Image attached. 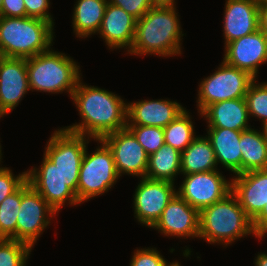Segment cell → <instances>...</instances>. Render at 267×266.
I'll return each instance as SVG.
<instances>
[{"label":"cell","instance_id":"83f0119b","mask_svg":"<svg viewBox=\"0 0 267 266\" xmlns=\"http://www.w3.org/2000/svg\"><path fill=\"white\" fill-rule=\"evenodd\" d=\"M21 205V186L0 203V239L16 240V224Z\"/></svg>","mask_w":267,"mask_h":266},{"label":"cell","instance_id":"ac0fdd59","mask_svg":"<svg viewBox=\"0 0 267 266\" xmlns=\"http://www.w3.org/2000/svg\"><path fill=\"white\" fill-rule=\"evenodd\" d=\"M224 12L225 46L259 29L258 0H226Z\"/></svg>","mask_w":267,"mask_h":266},{"label":"cell","instance_id":"5b68a950","mask_svg":"<svg viewBox=\"0 0 267 266\" xmlns=\"http://www.w3.org/2000/svg\"><path fill=\"white\" fill-rule=\"evenodd\" d=\"M79 69L69 56L49 49L27 59L29 88L48 93L67 91L72 97L81 78Z\"/></svg>","mask_w":267,"mask_h":266},{"label":"cell","instance_id":"cb8c5ba5","mask_svg":"<svg viewBox=\"0 0 267 266\" xmlns=\"http://www.w3.org/2000/svg\"><path fill=\"white\" fill-rule=\"evenodd\" d=\"M241 174L267 169V141L261 131L249 128L241 131Z\"/></svg>","mask_w":267,"mask_h":266},{"label":"cell","instance_id":"7bdbcfd3","mask_svg":"<svg viewBox=\"0 0 267 266\" xmlns=\"http://www.w3.org/2000/svg\"><path fill=\"white\" fill-rule=\"evenodd\" d=\"M259 5H267V0H258Z\"/></svg>","mask_w":267,"mask_h":266},{"label":"cell","instance_id":"ab89813d","mask_svg":"<svg viewBox=\"0 0 267 266\" xmlns=\"http://www.w3.org/2000/svg\"><path fill=\"white\" fill-rule=\"evenodd\" d=\"M155 4L174 5L175 0H153Z\"/></svg>","mask_w":267,"mask_h":266},{"label":"cell","instance_id":"5bb4252c","mask_svg":"<svg viewBox=\"0 0 267 266\" xmlns=\"http://www.w3.org/2000/svg\"><path fill=\"white\" fill-rule=\"evenodd\" d=\"M223 60L256 79L259 65L267 62V35L258 29L228 43Z\"/></svg>","mask_w":267,"mask_h":266},{"label":"cell","instance_id":"484cf974","mask_svg":"<svg viewBox=\"0 0 267 266\" xmlns=\"http://www.w3.org/2000/svg\"><path fill=\"white\" fill-rule=\"evenodd\" d=\"M181 173V152L172 146L163 144L149 155L147 178L174 183L176 175Z\"/></svg>","mask_w":267,"mask_h":266},{"label":"cell","instance_id":"74e56055","mask_svg":"<svg viewBox=\"0 0 267 266\" xmlns=\"http://www.w3.org/2000/svg\"><path fill=\"white\" fill-rule=\"evenodd\" d=\"M259 29L267 35V5H259Z\"/></svg>","mask_w":267,"mask_h":266},{"label":"cell","instance_id":"d590c367","mask_svg":"<svg viewBox=\"0 0 267 266\" xmlns=\"http://www.w3.org/2000/svg\"><path fill=\"white\" fill-rule=\"evenodd\" d=\"M0 16L26 17V8L23 0H3Z\"/></svg>","mask_w":267,"mask_h":266},{"label":"cell","instance_id":"6da1fadb","mask_svg":"<svg viewBox=\"0 0 267 266\" xmlns=\"http://www.w3.org/2000/svg\"><path fill=\"white\" fill-rule=\"evenodd\" d=\"M71 98L82 122L64 127L65 130L96 140L126 128L127 103L114 93L83 85L80 78Z\"/></svg>","mask_w":267,"mask_h":266},{"label":"cell","instance_id":"8992f818","mask_svg":"<svg viewBox=\"0 0 267 266\" xmlns=\"http://www.w3.org/2000/svg\"><path fill=\"white\" fill-rule=\"evenodd\" d=\"M96 141L101 147L91 155L85 150L82 158L77 185L79 204L107 192L120 178L111 149L103 140Z\"/></svg>","mask_w":267,"mask_h":266},{"label":"cell","instance_id":"ffe728a7","mask_svg":"<svg viewBox=\"0 0 267 266\" xmlns=\"http://www.w3.org/2000/svg\"><path fill=\"white\" fill-rule=\"evenodd\" d=\"M137 19L121 7L108 2L98 33L109 49L128 48L133 45Z\"/></svg>","mask_w":267,"mask_h":266},{"label":"cell","instance_id":"f546056e","mask_svg":"<svg viewBox=\"0 0 267 266\" xmlns=\"http://www.w3.org/2000/svg\"><path fill=\"white\" fill-rule=\"evenodd\" d=\"M254 79L245 95L248 115L259 118L262 122L267 120V83L256 84Z\"/></svg>","mask_w":267,"mask_h":266},{"label":"cell","instance_id":"277c9868","mask_svg":"<svg viewBox=\"0 0 267 266\" xmlns=\"http://www.w3.org/2000/svg\"><path fill=\"white\" fill-rule=\"evenodd\" d=\"M251 233L256 236L252 220L232 192L199 211V237L210 244L221 243L227 246Z\"/></svg>","mask_w":267,"mask_h":266},{"label":"cell","instance_id":"4dcf8cb0","mask_svg":"<svg viewBox=\"0 0 267 266\" xmlns=\"http://www.w3.org/2000/svg\"><path fill=\"white\" fill-rule=\"evenodd\" d=\"M126 127L134 134L148 155L156 152L165 144L164 130L161 127L140 125H127Z\"/></svg>","mask_w":267,"mask_h":266},{"label":"cell","instance_id":"3957f363","mask_svg":"<svg viewBox=\"0 0 267 266\" xmlns=\"http://www.w3.org/2000/svg\"><path fill=\"white\" fill-rule=\"evenodd\" d=\"M53 27L37 18L0 16V56L28 59L51 49Z\"/></svg>","mask_w":267,"mask_h":266},{"label":"cell","instance_id":"f1b7e54d","mask_svg":"<svg viewBox=\"0 0 267 266\" xmlns=\"http://www.w3.org/2000/svg\"><path fill=\"white\" fill-rule=\"evenodd\" d=\"M32 248L23 242L0 239V266H26Z\"/></svg>","mask_w":267,"mask_h":266},{"label":"cell","instance_id":"8fae6325","mask_svg":"<svg viewBox=\"0 0 267 266\" xmlns=\"http://www.w3.org/2000/svg\"><path fill=\"white\" fill-rule=\"evenodd\" d=\"M141 179L134 194V214L138 222L149 228L157 222L177 191L172 182Z\"/></svg>","mask_w":267,"mask_h":266},{"label":"cell","instance_id":"d4e9b609","mask_svg":"<svg viewBox=\"0 0 267 266\" xmlns=\"http://www.w3.org/2000/svg\"><path fill=\"white\" fill-rule=\"evenodd\" d=\"M109 0H77L73 28L77 37H88L99 31Z\"/></svg>","mask_w":267,"mask_h":266},{"label":"cell","instance_id":"30bf717a","mask_svg":"<svg viewBox=\"0 0 267 266\" xmlns=\"http://www.w3.org/2000/svg\"><path fill=\"white\" fill-rule=\"evenodd\" d=\"M178 190L181 198L200 211L231 193L232 181H227L219 171L212 170L185 175Z\"/></svg>","mask_w":267,"mask_h":266},{"label":"cell","instance_id":"836d02e7","mask_svg":"<svg viewBox=\"0 0 267 266\" xmlns=\"http://www.w3.org/2000/svg\"><path fill=\"white\" fill-rule=\"evenodd\" d=\"M109 2L121 7L137 20L155 5L153 0H109Z\"/></svg>","mask_w":267,"mask_h":266},{"label":"cell","instance_id":"f35d334b","mask_svg":"<svg viewBox=\"0 0 267 266\" xmlns=\"http://www.w3.org/2000/svg\"><path fill=\"white\" fill-rule=\"evenodd\" d=\"M255 266H267V254L259 253L255 259Z\"/></svg>","mask_w":267,"mask_h":266},{"label":"cell","instance_id":"603a6c76","mask_svg":"<svg viewBox=\"0 0 267 266\" xmlns=\"http://www.w3.org/2000/svg\"><path fill=\"white\" fill-rule=\"evenodd\" d=\"M214 150L207 137H196L181 153V173L184 175L217 170Z\"/></svg>","mask_w":267,"mask_h":266},{"label":"cell","instance_id":"d6986e66","mask_svg":"<svg viewBox=\"0 0 267 266\" xmlns=\"http://www.w3.org/2000/svg\"><path fill=\"white\" fill-rule=\"evenodd\" d=\"M185 108L176 101L142 100L127 104V125L166 127Z\"/></svg>","mask_w":267,"mask_h":266},{"label":"cell","instance_id":"4316f807","mask_svg":"<svg viewBox=\"0 0 267 266\" xmlns=\"http://www.w3.org/2000/svg\"><path fill=\"white\" fill-rule=\"evenodd\" d=\"M163 130L165 144L172 146L181 153L197 137L194 135L193 122L186 110L164 127Z\"/></svg>","mask_w":267,"mask_h":266},{"label":"cell","instance_id":"e0dca14e","mask_svg":"<svg viewBox=\"0 0 267 266\" xmlns=\"http://www.w3.org/2000/svg\"><path fill=\"white\" fill-rule=\"evenodd\" d=\"M232 178V193L253 220L267 204V169L245 172Z\"/></svg>","mask_w":267,"mask_h":266},{"label":"cell","instance_id":"9a60e30c","mask_svg":"<svg viewBox=\"0 0 267 266\" xmlns=\"http://www.w3.org/2000/svg\"><path fill=\"white\" fill-rule=\"evenodd\" d=\"M29 90L27 59L0 56V116L10 113Z\"/></svg>","mask_w":267,"mask_h":266},{"label":"cell","instance_id":"2e32d148","mask_svg":"<svg viewBox=\"0 0 267 266\" xmlns=\"http://www.w3.org/2000/svg\"><path fill=\"white\" fill-rule=\"evenodd\" d=\"M151 228L166 236L199 237V211L176 194Z\"/></svg>","mask_w":267,"mask_h":266},{"label":"cell","instance_id":"9c48e42d","mask_svg":"<svg viewBox=\"0 0 267 266\" xmlns=\"http://www.w3.org/2000/svg\"><path fill=\"white\" fill-rule=\"evenodd\" d=\"M57 212L26 180L21 185V205L17 216L16 240L31 248ZM50 218H49V217Z\"/></svg>","mask_w":267,"mask_h":266},{"label":"cell","instance_id":"ee69618b","mask_svg":"<svg viewBox=\"0 0 267 266\" xmlns=\"http://www.w3.org/2000/svg\"><path fill=\"white\" fill-rule=\"evenodd\" d=\"M2 2H3V0H0V12H1V8H2Z\"/></svg>","mask_w":267,"mask_h":266},{"label":"cell","instance_id":"7a4b0ae2","mask_svg":"<svg viewBox=\"0 0 267 266\" xmlns=\"http://www.w3.org/2000/svg\"><path fill=\"white\" fill-rule=\"evenodd\" d=\"M175 5L155 4L136 22L129 54L174 56L181 54L182 29Z\"/></svg>","mask_w":267,"mask_h":266},{"label":"cell","instance_id":"d6a6232c","mask_svg":"<svg viewBox=\"0 0 267 266\" xmlns=\"http://www.w3.org/2000/svg\"><path fill=\"white\" fill-rule=\"evenodd\" d=\"M167 261L153 248L137 249L134 252L130 266H165Z\"/></svg>","mask_w":267,"mask_h":266},{"label":"cell","instance_id":"7c38bea8","mask_svg":"<svg viewBox=\"0 0 267 266\" xmlns=\"http://www.w3.org/2000/svg\"><path fill=\"white\" fill-rule=\"evenodd\" d=\"M103 140L111 149L119 176L130 174L146 176L149 155L126 127L104 136Z\"/></svg>","mask_w":267,"mask_h":266},{"label":"cell","instance_id":"f6af8a7d","mask_svg":"<svg viewBox=\"0 0 267 266\" xmlns=\"http://www.w3.org/2000/svg\"><path fill=\"white\" fill-rule=\"evenodd\" d=\"M2 152H1V145H0V159H1V157H2V154H1ZM1 161V160H0ZM1 163V162H0Z\"/></svg>","mask_w":267,"mask_h":266},{"label":"cell","instance_id":"1f68e13d","mask_svg":"<svg viewBox=\"0 0 267 266\" xmlns=\"http://www.w3.org/2000/svg\"><path fill=\"white\" fill-rule=\"evenodd\" d=\"M27 180V171L14 176L9 168L0 167V203Z\"/></svg>","mask_w":267,"mask_h":266},{"label":"cell","instance_id":"b9f144b4","mask_svg":"<svg viewBox=\"0 0 267 266\" xmlns=\"http://www.w3.org/2000/svg\"><path fill=\"white\" fill-rule=\"evenodd\" d=\"M165 266H180V263H178V262H173V263H170V264L166 263Z\"/></svg>","mask_w":267,"mask_h":266},{"label":"cell","instance_id":"52a82bcc","mask_svg":"<svg viewBox=\"0 0 267 266\" xmlns=\"http://www.w3.org/2000/svg\"><path fill=\"white\" fill-rule=\"evenodd\" d=\"M57 130L50 137L44 155L60 171L61 181L77 195L80 166L89 141L86 136L64 128Z\"/></svg>","mask_w":267,"mask_h":266},{"label":"cell","instance_id":"e575fe53","mask_svg":"<svg viewBox=\"0 0 267 266\" xmlns=\"http://www.w3.org/2000/svg\"><path fill=\"white\" fill-rule=\"evenodd\" d=\"M26 8V17L48 21L54 25L53 18L47 11L50 0H23Z\"/></svg>","mask_w":267,"mask_h":266},{"label":"cell","instance_id":"7402d4cb","mask_svg":"<svg viewBox=\"0 0 267 266\" xmlns=\"http://www.w3.org/2000/svg\"><path fill=\"white\" fill-rule=\"evenodd\" d=\"M208 136L215 159L235 175L241 174V131L227 128H208Z\"/></svg>","mask_w":267,"mask_h":266},{"label":"cell","instance_id":"60d3db41","mask_svg":"<svg viewBox=\"0 0 267 266\" xmlns=\"http://www.w3.org/2000/svg\"><path fill=\"white\" fill-rule=\"evenodd\" d=\"M262 125H263V130H262V135H263V137L265 138V140L267 141V120L266 121H264L263 123H262Z\"/></svg>","mask_w":267,"mask_h":266},{"label":"cell","instance_id":"44dd1931","mask_svg":"<svg viewBox=\"0 0 267 266\" xmlns=\"http://www.w3.org/2000/svg\"><path fill=\"white\" fill-rule=\"evenodd\" d=\"M209 128H227L244 131L250 128L245 98L220 101L207 106L201 113Z\"/></svg>","mask_w":267,"mask_h":266},{"label":"cell","instance_id":"8d00e7d4","mask_svg":"<svg viewBox=\"0 0 267 266\" xmlns=\"http://www.w3.org/2000/svg\"><path fill=\"white\" fill-rule=\"evenodd\" d=\"M256 237L263 238L267 234V204L263 210L252 220Z\"/></svg>","mask_w":267,"mask_h":266},{"label":"cell","instance_id":"4fadbf2b","mask_svg":"<svg viewBox=\"0 0 267 266\" xmlns=\"http://www.w3.org/2000/svg\"><path fill=\"white\" fill-rule=\"evenodd\" d=\"M27 180L56 212L67 201L70 205L79 203L76 193L61 181L60 171L45 155L40 168L27 171Z\"/></svg>","mask_w":267,"mask_h":266},{"label":"cell","instance_id":"ba28073f","mask_svg":"<svg viewBox=\"0 0 267 266\" xmlns=\"http://www.w3.org/2000/svg\"><path fill=\"white\" fill-rule=\"evenodd\" d=\"M255 78L248 72L227 64L224 60L220 67L199 85L198 111L225 100L245 98L248 87Z\"/></svg>","mask_w":267,"mask_h":266}]
</instances>
